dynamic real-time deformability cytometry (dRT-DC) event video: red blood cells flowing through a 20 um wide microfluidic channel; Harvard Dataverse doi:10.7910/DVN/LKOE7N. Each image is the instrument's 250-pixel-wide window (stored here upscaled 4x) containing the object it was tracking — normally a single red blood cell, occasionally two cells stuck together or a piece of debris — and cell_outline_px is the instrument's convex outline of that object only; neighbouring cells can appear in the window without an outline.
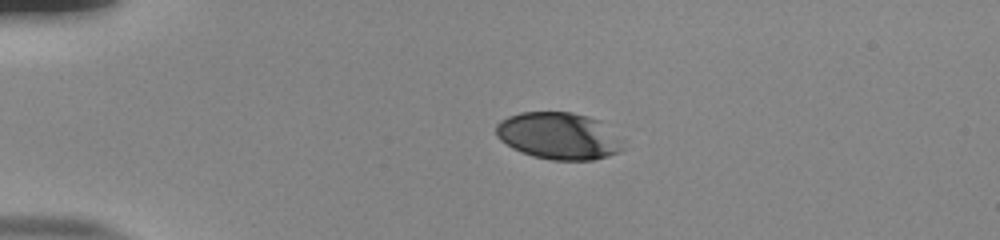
{"species": "human", "species_latin": "Homo sapiens", "temperature_condition": "room temperature", "stored_images_in_passage": 42, "camera_frame_rate_fps": 3000, "um_per_image_px": 0.085, "donor": {"sex": "male"}, "frame": {"image": 1, "passage_image": 1, "time_ms": 0.0, "image_size_px": [1000, 240], "cell_outline_px": [[624, 148], [620, 152], [608, 156], [592, 160], [552, 160], [532, 156], [520, 152], [512, 148], [500, 140], [496, 136], [496, 124], [500, 120], [508, 116], [520, 112], [572, 112], [588, 116], [600, 120], [624, 136]], "centroid_in_image_um": [47.56, 11.55], "position_along_channel_um": 37.4, "area_um2": 35.6}}
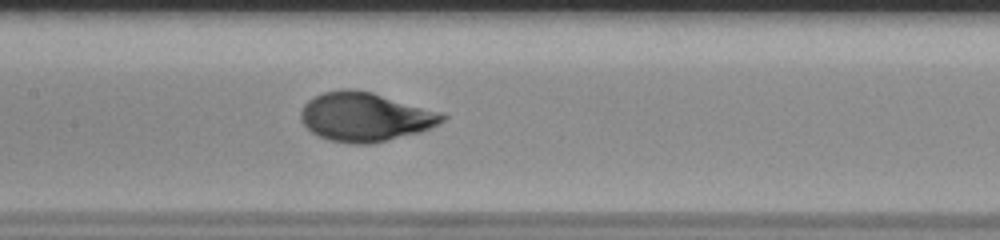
{"frame": {"image": 2, "passage_image": 16, "time_ms": 5.0, "image_size_px": [1000, 240], "cell_outline_px": [[448, 116], [444, 120], [420, 132], [372, 144], [352, 144], [328, 140], [312, 132], [300, 120], [300, 112], [304, 104], [308, 100], [324, 92], [344, 88], [348, 88], [372, 92], [440, 112]], "centroid_in_image_um": [31.0, 9.94], "position_along_channel_um": 176.4, "area_um2": 40.17}}
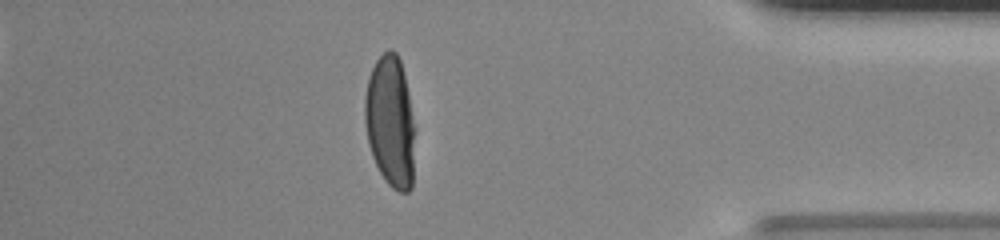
{"frame": {"image": 3, "passage_image": 36, "time_ms": 11.667, "image_size_px": [1000, 240], "cell_outline_px": [[412, 188], [408, 192], [400, 192], [392, 188], [384, 180], [372, 156], [368, 144], [364, 120], [364, 96], [368, 76], [376, 60], [388, 48], [392, 48], [396, 52], [400, 60], [408, 92], [412, 116]], "centroid_in_image_um": [33.12, 10.3], "position_along_channel_um": 402.1, "area_um2": 37.97}, "authors_computed_cell_mechanics": {"area_um2": 38.8705, "velocity_mm_per_s": 3.8292, "shape_relaxation_time_tau1_ms": 3.5248, "shape_relaxation_time_tau2_ms": null, "deformation_change_tau1": 0.1896, "deformation_change_tau2": null}}